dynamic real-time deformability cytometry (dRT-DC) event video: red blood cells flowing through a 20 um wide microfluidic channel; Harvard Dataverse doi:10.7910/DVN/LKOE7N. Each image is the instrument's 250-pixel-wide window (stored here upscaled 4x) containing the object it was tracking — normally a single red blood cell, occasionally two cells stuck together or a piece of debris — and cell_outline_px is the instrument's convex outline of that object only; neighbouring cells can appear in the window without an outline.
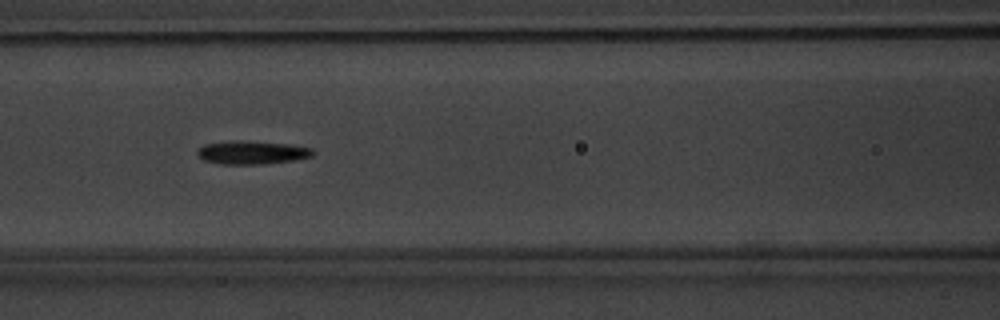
{"species": "common noctule bat (a hibernating species)", "species_latin": "Nyctalus noctula", "temperature_condition": "warm", "stored_images_in_passage": 6, "segment_of_instrument_passage": [1, 2], "camera_frame_rate_fps": 3000, "um_per_image_px": 0.085, "animal": {"sex": "male", "body_mass_g": 20.1, "forearm_length_mm": 53.5}, "frame": {"image": 1, "passage_image": 5, "time_ms": 4.667, "image_size_px": [1000, 320], "cell_outline_px": [[316, 152], [312, 156], [296, 160], [256, 164], [224, 164], [204, 160], [196, 152], [204, 144], [232, 140], [244, 140], [288, 144], [312, 148]], "centroid_in_image_um": [21.44, 12.95], "position_along_channel_um": 145.2, "area_um2": 15.66}}